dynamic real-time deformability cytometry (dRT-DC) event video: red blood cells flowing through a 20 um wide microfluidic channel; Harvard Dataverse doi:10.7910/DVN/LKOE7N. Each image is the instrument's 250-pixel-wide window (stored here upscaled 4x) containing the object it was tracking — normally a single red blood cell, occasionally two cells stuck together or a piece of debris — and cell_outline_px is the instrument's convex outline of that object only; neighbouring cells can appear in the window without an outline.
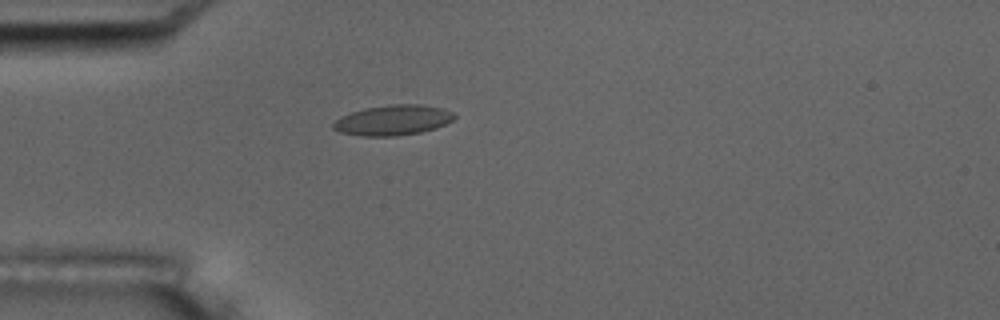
{"species": "common noctule bat (a hibernating species)", "species_latin": "Nyctalus noctula", "temperature_condition": "room temperature", "stored_images_in_passage": 5, "camera_frame_rate_fps": 3000, "um_per_image_px": 0.085, "animal": {"sex": "male", "body_mass_g": 17.5, "forearm_length_mm": 52.3}, "frame": {"image": 1, "passage_image": 4, "time_ms": 4.333, "image_size_px": [1000, 320], "cell_outline_px": [[456, 116], [452, 120], [436, 128], [420, 132], [396, 136], [360, 136], [340, 132], [332, 128], [332, 124], [340, 116], [364, 108], [392, 104], [420, 104], [440, 108], [452, 112]], "centroid_in_image_um": [33.37, 10.21], "position_along_channel_um": 51.6, "area_um2": 21.27}}